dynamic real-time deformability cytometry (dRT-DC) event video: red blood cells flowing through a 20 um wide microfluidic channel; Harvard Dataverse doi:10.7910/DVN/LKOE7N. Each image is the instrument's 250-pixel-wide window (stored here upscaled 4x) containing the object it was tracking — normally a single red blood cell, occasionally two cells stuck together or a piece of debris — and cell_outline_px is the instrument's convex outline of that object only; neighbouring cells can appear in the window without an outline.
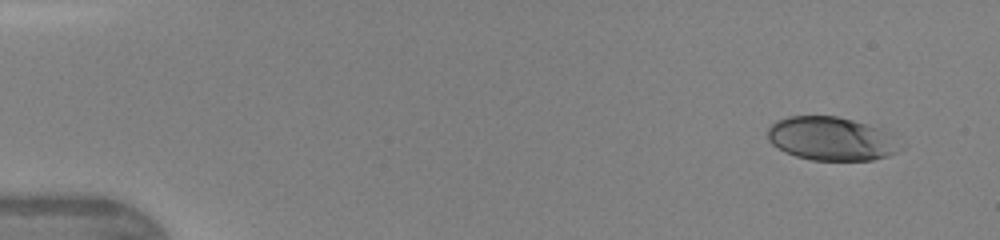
{"species": "human", "species_latin": "Homo sapiens", "temperature_condition": "warm", "stored_images_in_passage": 8, "camera_frame_rate_fps": 3000, "um_per_image_px": 0.085, "donor": {"sex": "female"}, "frame": {"image": 1, "passage_image": 1, "time_ms": 0.0, "image_size_px": [1000, 240], "cell_outline_px": [[908, 144], [904, 148], [888, 156], [872, 160], [812, 160], [796, 156], [784, 152], [772, 144], [768, 140], [768, 128], [776, 120], [788, 116], [836, 116], [868, 124], [880, 128], [888, 132]], "centroid_in_image_um": [70.73, 11.79], "position_along_channel_um": 14.3, "area_um2": 34.22}}
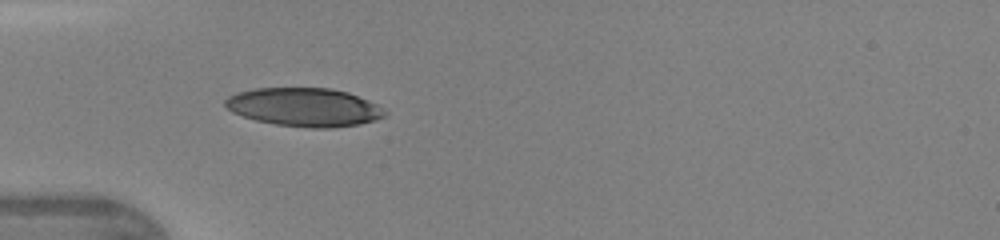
{"frame": {"image": 2, "passage_image": 5, "time_ms": 1.333, "image_size_px": [1000, 240], "cell_outline_px": [[388, 112], [384, 116], [376, 120], [360, 124], [332, 128], [312, 128], [276, 124], [256, 120], [232, 112], [224, 104], [224, 100], [228, 96], [236, 92], [256, 88], [332, 88], [348, 92], [368, 100], [376, 104]], "centroid_in_image_um": [25.87, 9.1], "position_along_channel_um": 59.1, "area_um2": 35.84}}
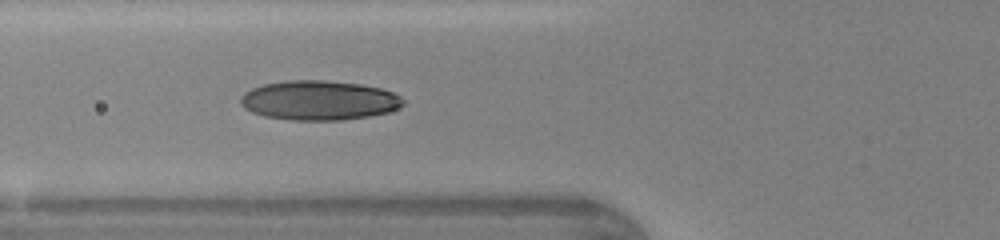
{"frame": {"image": 3, "passage_image": 6, "time_ms": 1.667, "image_size_px": [1000, 240], "cell_outline_px": [[404, 104], [388, 112], [368, 116], [340, 120], [292, 120], [264, 116], [252, 112], [244, 108], [240, 104], [240, 100], [244, 92], [252, 88], [264, 84], [288, 80], [324, 80], [360, 84], [380, 88], [392, 92], [400, 96], [404, 100]], "centroid_in_image_um": [27.09, 8.53], "position_along_channel_um": 98.7, "area_um2": 37.34}}